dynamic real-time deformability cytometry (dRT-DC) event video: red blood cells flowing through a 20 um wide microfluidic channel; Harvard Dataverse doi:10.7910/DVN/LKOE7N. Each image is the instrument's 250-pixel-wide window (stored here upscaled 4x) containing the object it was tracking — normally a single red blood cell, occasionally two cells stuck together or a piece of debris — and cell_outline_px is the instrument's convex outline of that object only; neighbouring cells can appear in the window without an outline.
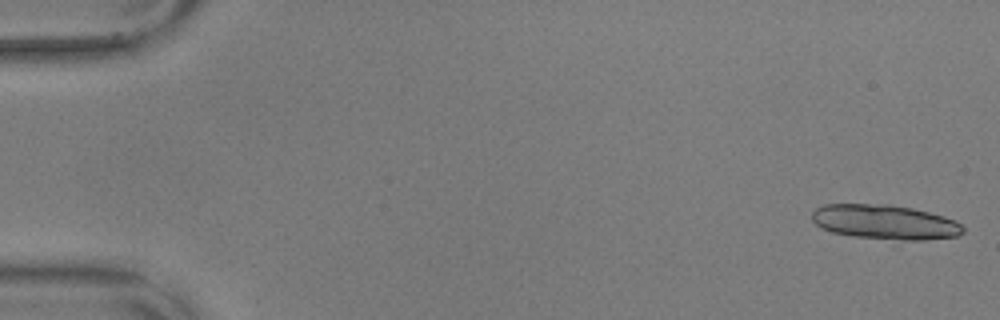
{"species": "common noctule bat (a hibernating species)", "species_latin": "Nyctalus noctula", "temperature_condition": "warm", "stored_images_in_passage": 17, "camera_frame_rate_fps": 3000, "um_per_image_px": 0.085, "animal": {"sex": "male", "body_mass_g": 17.9, "forearm_length_mm": 54.2}, "frame": {"image": 1, "passage_image": 1, "time_ms": 0.0, "image_size_px": [1000, 320], "cell_outline_px": [[964, 232], [956, 236], [924, 240], [900, 240], [852, 236], [832, 232], [820, 228], [812, 220], [812, 212], [816, 208], [824, 204], [888, 204], [912, 208], [944, 216], [956, 220], [964, 228]], "centroid_in_image_um": [75.21, 18.87], "position_along_channel_um": 9.8, "area_um2": 30.52}}